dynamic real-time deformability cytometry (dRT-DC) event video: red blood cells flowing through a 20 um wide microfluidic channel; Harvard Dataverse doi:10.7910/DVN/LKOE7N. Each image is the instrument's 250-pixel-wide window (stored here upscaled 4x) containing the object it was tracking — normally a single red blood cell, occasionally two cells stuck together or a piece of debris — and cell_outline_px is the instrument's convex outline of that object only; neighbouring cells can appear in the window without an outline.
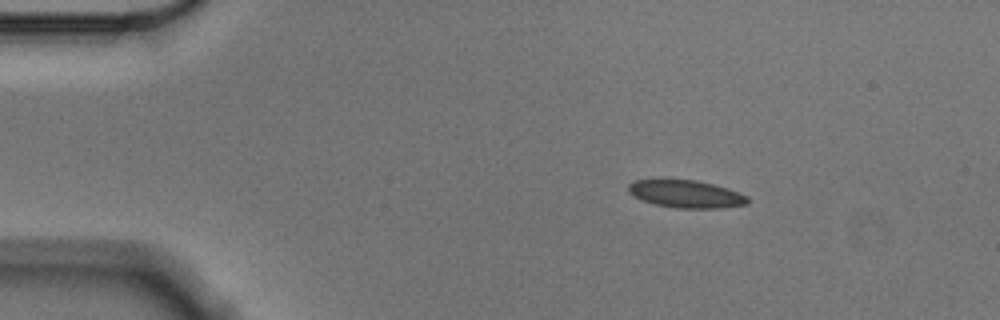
{"species": "Egyptian fruit bat (a non-hibernating species)", "species_latin": "Rousettus aegyptiacus", "temperature_condition": "cold", "stored_images_in_passage": 48, "camera_frame_rate_fps": 3000, "um_per_image_px": 0.085, "animal": {"sex": "male"}, "frame": {"image": 1, "passage_image": 1, "time_ms": 0.0, "image_size_px": [1000, 320], "cell_outline_px": [[748, 204], [720, 208], [676, 208], [656, 204], [644, 200], [628, 192], [628, 184], [632, 180], [664, 176], [668, 176], [696, 180], [728, 188], [748, 196]], "centroid_in_image_um": [58.25, 16.42], "position_along_channel_um": 26.8, "area_um2": 19.94}}
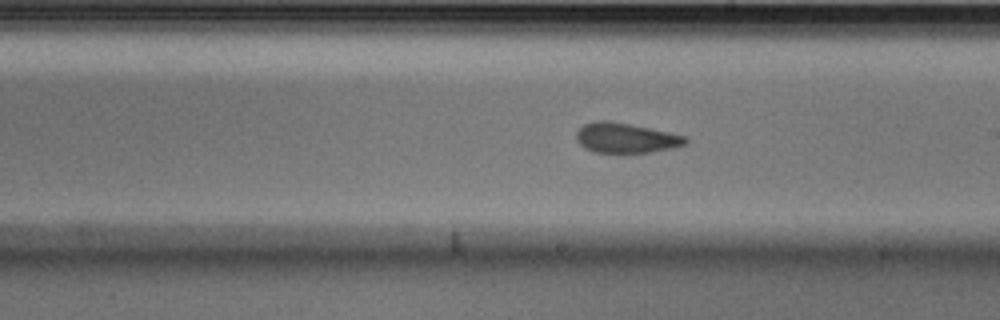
{"frame": {"image": 2, "passage_image": 24, "time_ms": 7.667, "image_size_px": [1000, 320], "cell_outline_px": [[688, 144], [672, 148], [652, 152], [592, 152], [584, 148], [576, 140], [576, 132], [584, 124], [600, 120], [604, 120], [628, 124], [688, 136]], "centroid_in_image_um": [53.21, 11.73], "position_along_channel_um": 235.8, "area_um2": 18.96}}
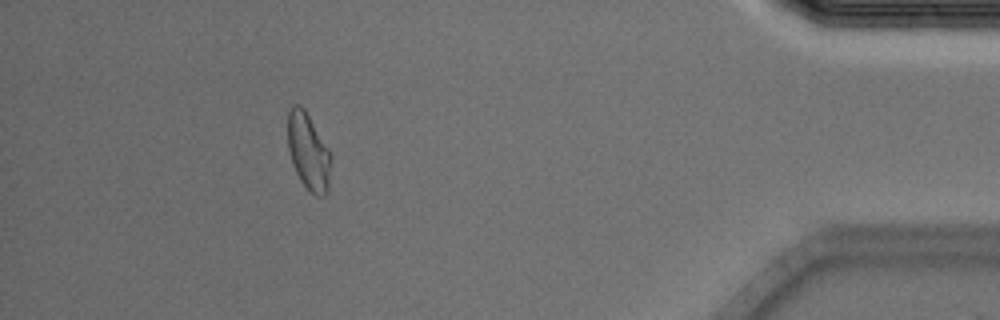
{"frame": {"image": 3, "passage_image": 43, "time_ms": 14.0, "image_size_px": [1000, 320], "cell_outline_px": [[332, 156], [328, 192], [324, 196], [316, 196], [300, 180], [292, 164], [288, 148], [288, 112], [292, 104], [300, 104], [304, 108], [332, 152]], "centroid_in_image_um": [26.24, 12.87], "position_along_channel_um": 409.0, "area_um2": 19.65}, "authors_computed_cell_mechanics": {"area_um2": 19.5653, "velocity_mm_per_s": 3.5489, "shape_relaxation_time_tau1_ms": null, "shape_relaxation_time_tau2_ms": 1.2546, "deformation_change_tau1": null, "deformation_change_tau2": 0.0518}}